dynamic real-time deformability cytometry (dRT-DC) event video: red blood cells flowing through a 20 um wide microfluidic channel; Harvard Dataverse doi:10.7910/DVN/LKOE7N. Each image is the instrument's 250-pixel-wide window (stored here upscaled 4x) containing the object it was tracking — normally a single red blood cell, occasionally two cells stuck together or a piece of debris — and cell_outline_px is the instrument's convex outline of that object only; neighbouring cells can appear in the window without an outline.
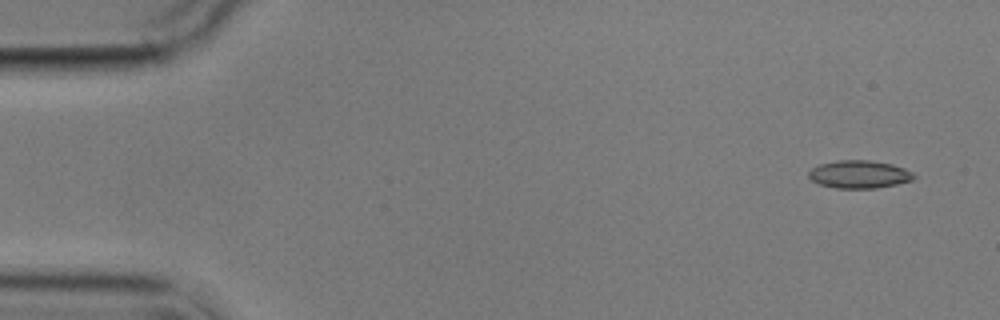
{"species": "common noctule bat (a hibernating species)", "species_latin": "Nyctalus noctula", "temperature_condition": "cold", "stored_images_in_passage": 4, "camera_frame_rate_fps": 3000, "um_per_image_px": 0.085, "animal": {"sex": "male", "body_mass_g": 17.9}, "frame": {"image": 1, "passage_image": 2, "time_ms": 1.0, "image_size_px": [1000, 320], "cell_outline_px": [[916, 176], [912, 180], [896, 184], [876, 188], [836, 188], [820, 184], [812, 180], [808, 176], [808, 172], [812, 168], [820, 164], [836, 160], [868, 160], [892, 164], [904, 168], [912, 172]], "centroid_in_image_um": [73.03, 14.81], "position_along_channel_um": 12.0, "area_um2": 16.99}}